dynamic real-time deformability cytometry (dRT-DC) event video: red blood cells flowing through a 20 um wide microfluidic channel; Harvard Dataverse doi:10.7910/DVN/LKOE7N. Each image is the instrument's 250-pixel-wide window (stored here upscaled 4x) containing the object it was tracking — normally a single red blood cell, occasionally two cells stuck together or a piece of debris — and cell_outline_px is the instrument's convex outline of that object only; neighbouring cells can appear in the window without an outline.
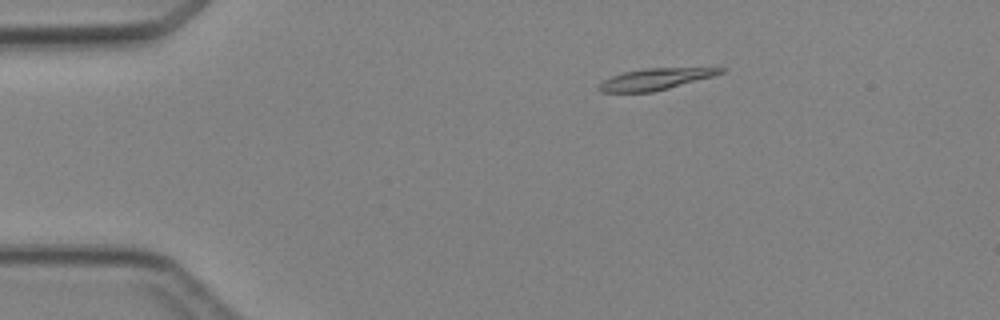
{"species": "Egyptian fruit bat (a non-hibernating species)", "species_latin": "Rousettus aegyptiacus", "temperature_condition": "cold", "stored_images_in_passage": 4, "camera_frame_rate_fps": 3000, "um_per_image_px": 0.085, "animal": {"sex": "female"}, "frame": {"image": 1, "passage_image": 2, "time_ms": 1.333, "image_size_px": [1000, 320], "cell_outline_px": [[724, 72], [712, 76], [668, 88], [652, 92], [600, 92], [596, 88], [604, 80], [612, 76], [624, 72], [644, 68], [724, 68]], "centroid_in_image_um": [55.64, 6.73], "position_along_channel_um": 29.4, "area_um2": 14.85}}
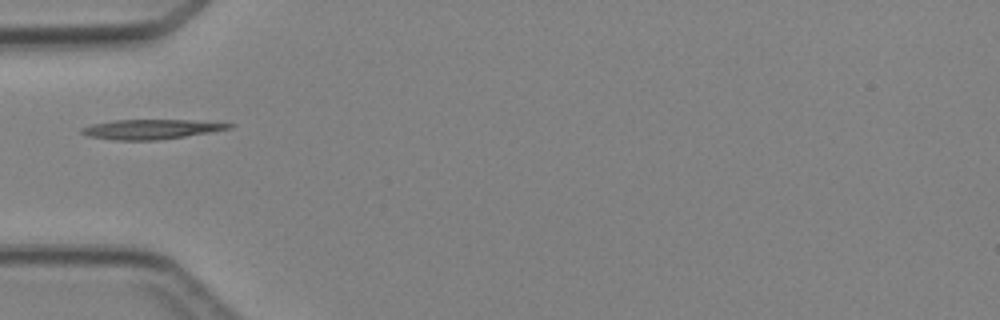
{"frame": {"image": 2, "passage_image": 4, "time_ms": 3.667, "image_size_px": [1000, 320], "cell_outline_px": [[236, 124], [232, 128], [160, 140], [116, 140], [88, 136], [80, 132], [80, 128], [92, 124], [116, 120], [188, 120]], "centroid_in_image_um": [12.81, 10.98], "position_along_channel_um": 72.2, "area_um2": 16.7}}